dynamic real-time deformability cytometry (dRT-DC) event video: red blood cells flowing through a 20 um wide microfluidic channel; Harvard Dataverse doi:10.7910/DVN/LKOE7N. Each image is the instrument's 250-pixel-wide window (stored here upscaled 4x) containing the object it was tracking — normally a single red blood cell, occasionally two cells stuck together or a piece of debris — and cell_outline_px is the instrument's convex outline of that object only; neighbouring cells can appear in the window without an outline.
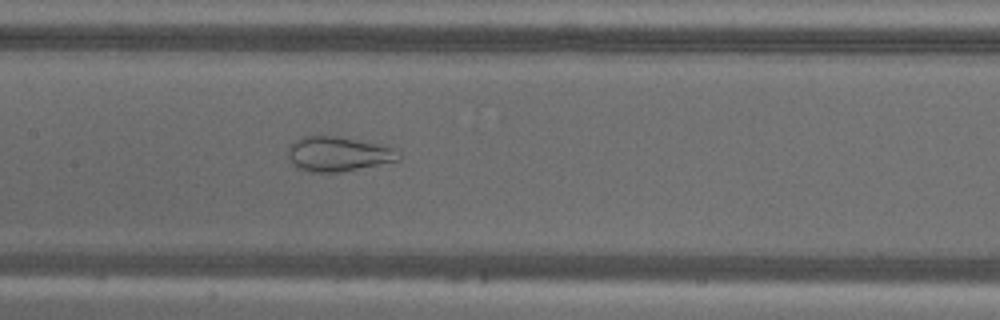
{"species": "common noctule bat (a hibernating species)", "species_latin": "Nyctalus noctula", "temperature_condition": "warm", "stored_images_in_passage": 56, "camera_frame_rate_fps": 3000, "um_per_image_px": 0.085, "animal": {"sex": "male", "body_mass_g": 18.8}, "frame": {"image": 1, "passage_image": 27, "time_ms": 8.667, "image_size_px": [1000, 320], "cell_outline_px": [[400, 160], [336, 172], [308, 172], [296, 168], [292, 164], [288, 156], [288, 148], [296, 140], [304, 136], [340, 136], [380, 144], [396, 148], [400, 152]], "centroid_in_image_um": [28.74, 13.08], "position_along_channel_um": 178.7, "area_um2": 22.37}}
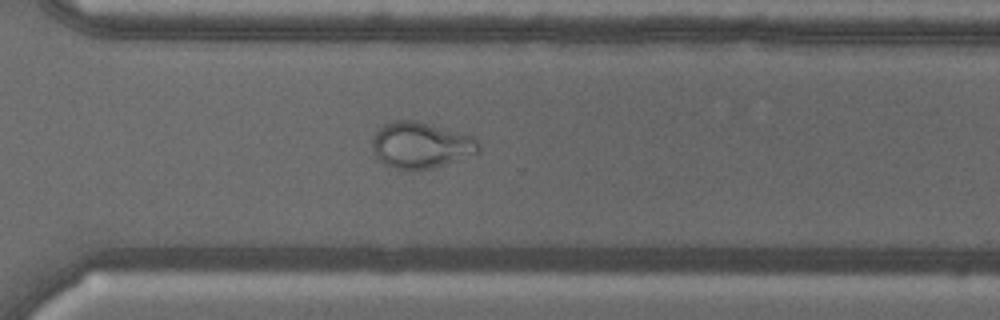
{"frame": {"image": 2, "passage_image": 40, "time_ms": 13.0, "image_size_px": [1000, 320], "cell_outline_px": [[480, 152], [432, 168], [396, 168], [384, 164], [376, 156], [372, 148], [372, 140], [376, 132], [384, 124], [396, 120], [416, 120], [476, 136], [480, 144]], "centroid_in_image_um": [35.81, 12.3], "position_along_channel_um": 334.8, "area_um2": 28.44}}
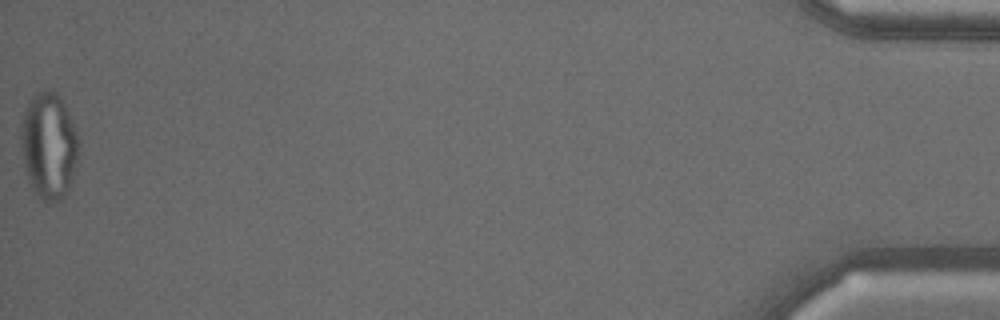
{"frame": {"image": 3, "passage_image": 56, "time_ms": 18.333, "image_size_px": [1000, 320], "cell_outline_px": [[80, 144], [72, 184], [64, 196], [60, 200], [48, 204], [40, 200], [32, 188], [24, 168], [20, 144], [20, 124], [28, 100], [32, 96], [44, 88], [48, 88], [56, 92], [60, 96], [80, 136]], "centroid_in_image_um": [4.15, 12.38], "position_along_channel_um": 431.0, "area_um2": 36.88}}